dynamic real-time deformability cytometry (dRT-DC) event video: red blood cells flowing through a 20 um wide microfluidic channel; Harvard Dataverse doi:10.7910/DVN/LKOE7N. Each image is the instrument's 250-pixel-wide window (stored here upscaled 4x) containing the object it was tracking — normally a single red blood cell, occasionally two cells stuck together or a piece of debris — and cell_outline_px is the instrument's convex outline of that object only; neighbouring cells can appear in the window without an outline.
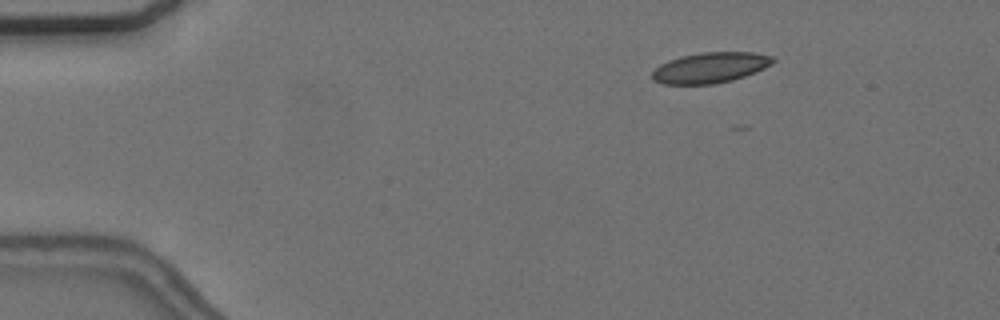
{"species": "common noctule bat (a hibernating species)", "species_latin": "Nyctalus noctula", "temperature_condition": "cold", "stored_images_in_passage": 52, "camera_frame_rate_fps": 3000, "um_per_image_px": 0.085, "animal": {"sex": "female", "body_mass_g": 24.6, "forearm_length_mm": 56.2}, "frame": {"image": 1, "passage_image": 4, "time_ms": 1.0, "image_size_px": [1000, 320], "cell_outline_px": [[776, 60], [772, 64], [756, 72], [732, 80], [712, 84], [660, 84], [652, 80], [652, 72], [660, 64], [668, 60], [680, 56], [700, 52], [752, 52], [772, 56]], "centroid_in_image_um": [60.35, 5.75], "position_along_channel_um": 24.6, "area_um2": 21.62}}
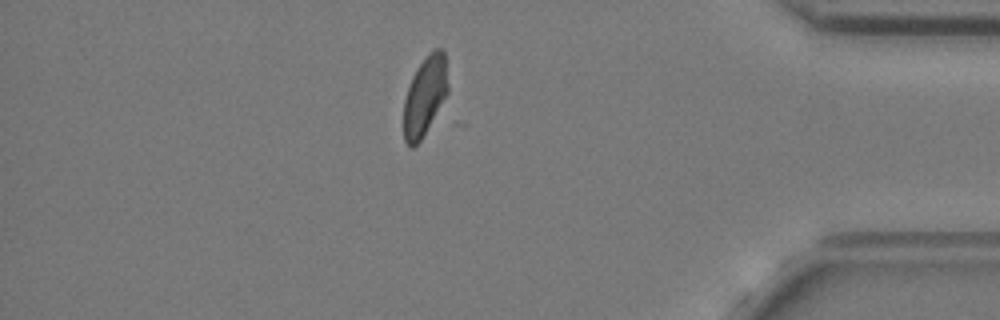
{"frame": {"image": 2, "passage_image": 44, "time_ms": 14.333, "image_size_px": [1000, 320], "cell_outline_px": [[448, 92], [420, 140], [412, 148], [408, 148], [404, 140], [404, 100], [412, 76], [416, 68], [432, 48], [440, 48], [444, 52], [448, 84]], "centroid_in_image_um": [36.1, 8.13], "position_along_channel_um": 399.1, "area_um2": 20.17}}
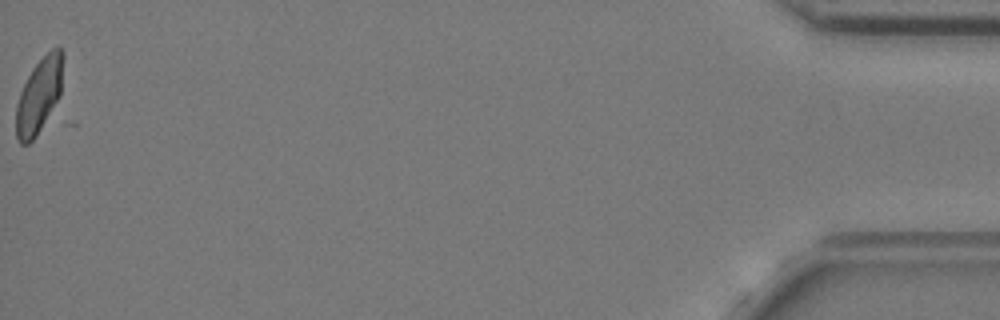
{"frame": {"image": 3, "passage_image": 52, "time_ms": 17.0, "image_size_px": [1000, 320], "cell_outline_px": [[64, 56], [60, 96], [36, 136], [28, 144], [20, 144], [16, 136], [16, 104], [20, 92], [32, 68], [52, 48], [60, 48]], "centroid_in_image_um": [3.32, 8.12], "position_along_channel_um": 431.9, "area_um2": 20.35}, "authors_computed_cell_mechanics": {"area_um2": 21.3282, "velocity_mm_per_s": 3.6583, "shape_relaxation_time_tau1_ms": null, "shape_relaxation_time_tau2_ms": 3.9079, "deformation_change_tau1": null, "deformation_change_tau2": 0.0754}}